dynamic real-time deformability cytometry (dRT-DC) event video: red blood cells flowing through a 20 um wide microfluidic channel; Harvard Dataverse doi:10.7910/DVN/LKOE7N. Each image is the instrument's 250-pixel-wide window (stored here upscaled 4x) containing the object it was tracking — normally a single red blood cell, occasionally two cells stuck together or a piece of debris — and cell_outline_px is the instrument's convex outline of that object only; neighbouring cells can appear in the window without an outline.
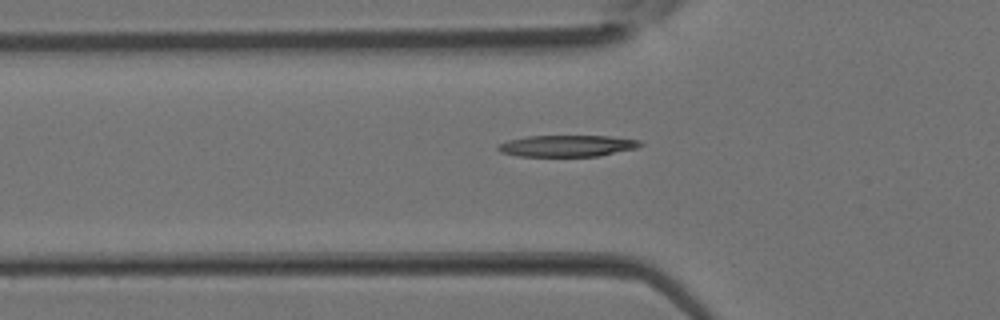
{"species": "Egyptian fruit bat (a non-hibernating species)", "species_latin": "Rousettus aegyptiacus", "temperature_condition": "room temperature", "stored_images_in_passage": 34, "camera_frame_rate_fps": 3000, "um_per_image_px": 0.085, "animal": {"sex": "female"}, "frame": {"image": 1, "passage_image": 13, "time_ms": 4.0, "image_size_px": [1000, 320], "cell_outline_px": [[644, 144], [636, 148], [600, 156], [516, 156], [500, 152], [496, 148], [500, 144], [508, 140], [528, 136], [608, 136], [640, 140]], "centroid_in_image_um": [48.21, 12.4], "position_along_channel_um": 77.6, "area_um2": 17.8}}
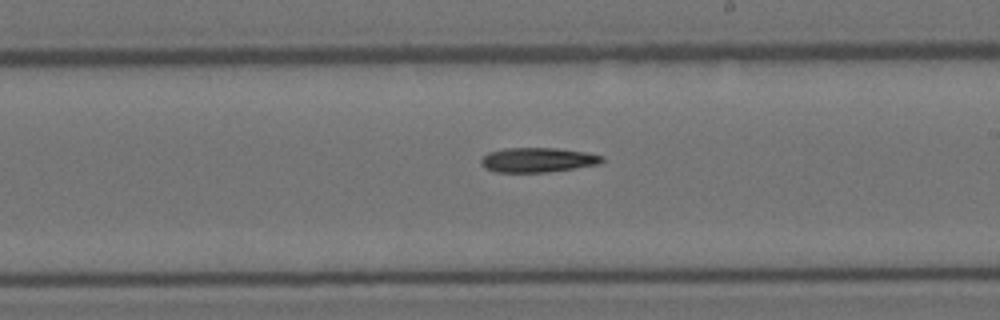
{"frame": {"image": 2, "passage_image": 22, "time_ms": 7.0, "image_size_px": [1000, 320], "cell_outline_px": [[604, 160], [600, 164], [548, 172], [496, 172], [484, 168], [480, 164], [480, 160], [488, 152], [504, 148], [556, 148], [588, 152], [604, 156]], "centroid_in_image_um": [45.71, 13.59], "position_along_channel_um": 243.3, "area_um2": 17.51}}
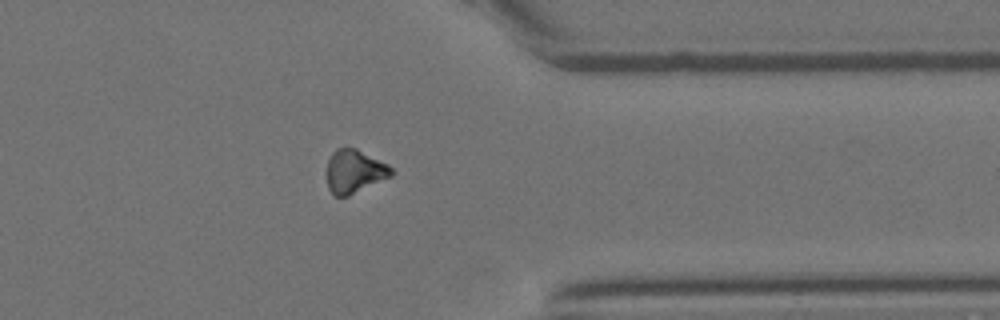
{"frame": {"image": 3, "passage_image": 30, "time_ms": 9.667, "image_size_px": [1000, 320], "cell_outline_px": [[392, 176], [348, 196], [332, 196], [328, 188], [324, 172], [328, 160], [332, 152], [336, 148], [356, 148], [388, 164], [392, 168]], "centroid_in_image_um": [30.07, 14.57], "position_along_channel_um": 381.3, "area_um2": 16.65}}